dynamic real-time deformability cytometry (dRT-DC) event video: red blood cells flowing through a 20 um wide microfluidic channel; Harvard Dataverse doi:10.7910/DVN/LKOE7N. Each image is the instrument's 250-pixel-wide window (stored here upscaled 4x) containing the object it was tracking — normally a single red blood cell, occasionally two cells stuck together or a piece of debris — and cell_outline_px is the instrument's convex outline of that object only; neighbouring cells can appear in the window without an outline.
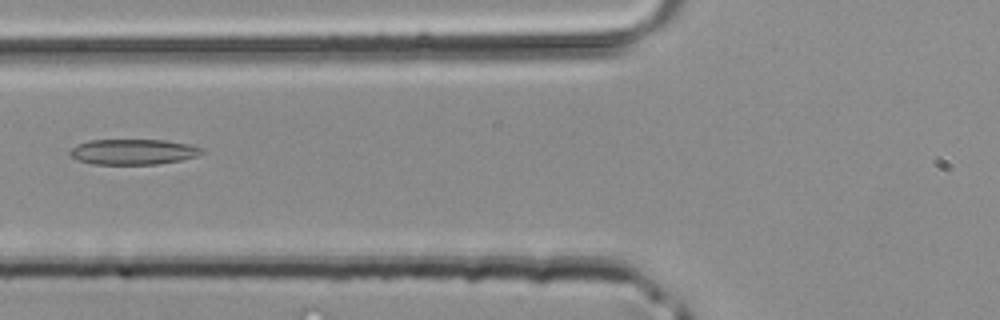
{"species": "common noctule bat (a hibernating species)", "species_latin": "Nyctalus noctula", "temperature_condition": "room temperature", "stored_images_in_passage": 30, "camera_frame_rate_fps": 3000, "um_per_image_px": 0.085, "animal": {"sex": "male", "body_mass_g": 20.4}, "frame": {"image": 1, "passage_image": 4, "time_ms": 1.0, "image_size_px": [1000, 320], "cell_outline_px": [[204, 152], [196, 156], [180, 160], [156, 164], [92, 164], [80, 160], [72, 156], [68, 152], [76, 144], [88, 140], [164, 140], [188, 144], [204, 148]], "centroid_in_image_um": [11.32, 12.9], "position_along_channel_um": 114.5, "area_um2": 19.48}}
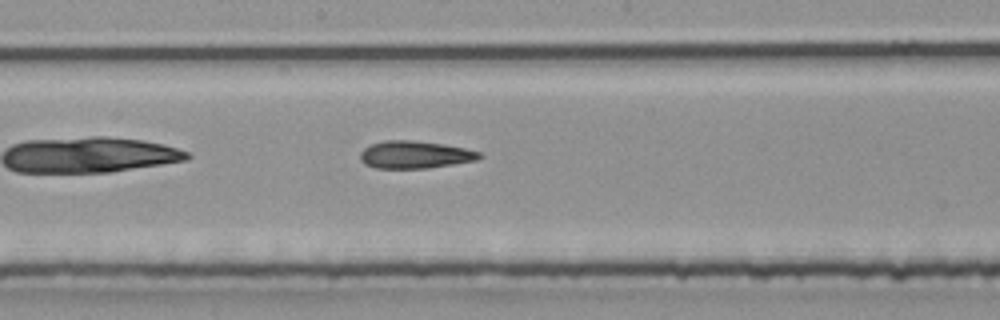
{"frame": {"image": 2, "passage_image": 10, "time_ms": 3.0, "image_size_px": [1000, 320], "cell_outline_px": [[484, 156], [476, 160], [428, 168], [376, 168], [364, 164], [360, 160], [360, 152], [364, 148], [372, 144], [384, 140], [412, 140], [444, 144], [484, 152]], "centroid_in_image_um": [35.28, 13.14], "position_along_channel_um": 212.9, "area_um2": 19.19}}
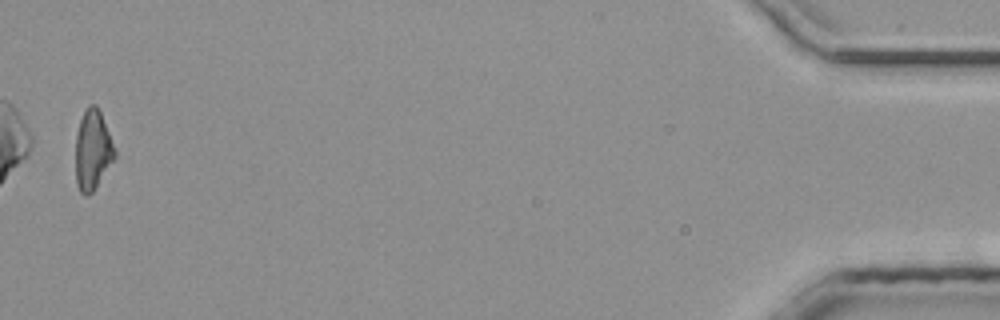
{"frame": {"image": 3, "passage_image": 29, "time_ms": 9.333, "image_size_px": [1000, 320], "cell_outline_px": [[116, 156], [96, 188], [88, 196], [84, 196], [80, 192], [76, 184], [76, 136], [80, 120], [88, 104], [96, 104], [100, 112], [116, 148]], "centroid_in_image_um": [7.88, 12.78], "position_along_channel_um": 427.3, "area_um2": 18.32}}